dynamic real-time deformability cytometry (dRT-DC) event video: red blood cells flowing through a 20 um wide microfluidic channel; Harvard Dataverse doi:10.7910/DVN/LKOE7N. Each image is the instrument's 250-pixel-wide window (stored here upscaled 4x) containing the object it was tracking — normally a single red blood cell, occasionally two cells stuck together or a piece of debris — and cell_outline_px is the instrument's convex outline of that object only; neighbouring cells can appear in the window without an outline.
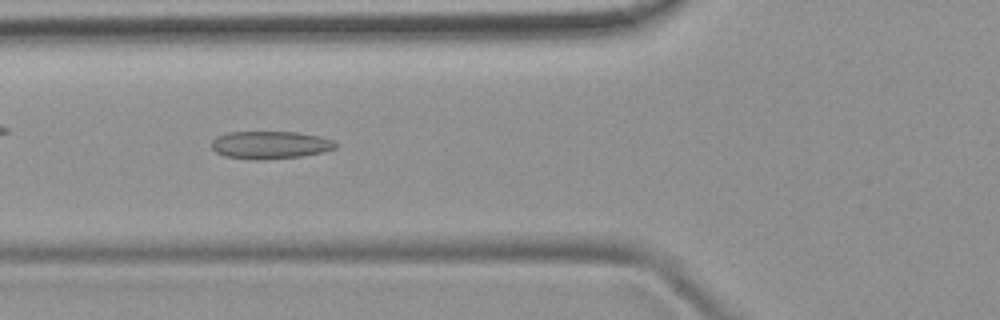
{"species": "common noctule bat (a hibernating species)", "species_latin": "Nyctalus noctula", "temperature_condition": "room temperature", "stored_images_in_passage": 38, "camera_frame_rate_fps": 3000, "um_per_image_px": 0.085, "animal": {"sex": "female", "body_mass_g": 19.9}, "frame": {"image": 1, "passage_image": 6, "time_ms": 1.667, "image_size_px": [1000, 320], "cell_outline_px": [[340, 144], [336, 148], [324, 152], [300, 156], [264, 160], [256, 160], [224, 156], [216, 152], [212, 148], [212, 140], [216, 136], [228, 132], [296, 132], [320, 136], [332, 140]], "centroid_in_image_um": [22.98, 12.32], "position_along_channel_um": 102.8, "area_um2": 20.17}}
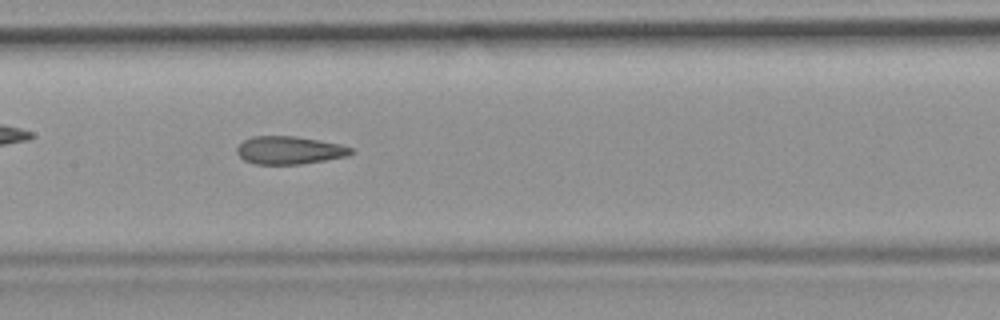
{"frame": {"image": 2, "passage_image": 12, "time_ms": 3.667, "image_size_px": [1000, 320], "cell_outline_px": [[356, 152], [348, 156], [300, 164], [256, 164], [244, 160], [236, 152], [236, 148], [244, 140], [252, 136], [296, 136], [340, 144], [352, 148]], "centroid_in_image_um": [24.61, 12.77], "position_along_channel_um": 182.8, "area_um2": 18.55}, "authors_computed_cell_mechanics": {"area_um2": 19.2474, "velocity_mm_per_s": 3.9851, "shape_relaxation_time_tau1_ms": null, "shape_relaxation_time_tau2_ms": 2.1952, "deformation_change_tau1": null, "deformation_change_tau2": 0.1093}}